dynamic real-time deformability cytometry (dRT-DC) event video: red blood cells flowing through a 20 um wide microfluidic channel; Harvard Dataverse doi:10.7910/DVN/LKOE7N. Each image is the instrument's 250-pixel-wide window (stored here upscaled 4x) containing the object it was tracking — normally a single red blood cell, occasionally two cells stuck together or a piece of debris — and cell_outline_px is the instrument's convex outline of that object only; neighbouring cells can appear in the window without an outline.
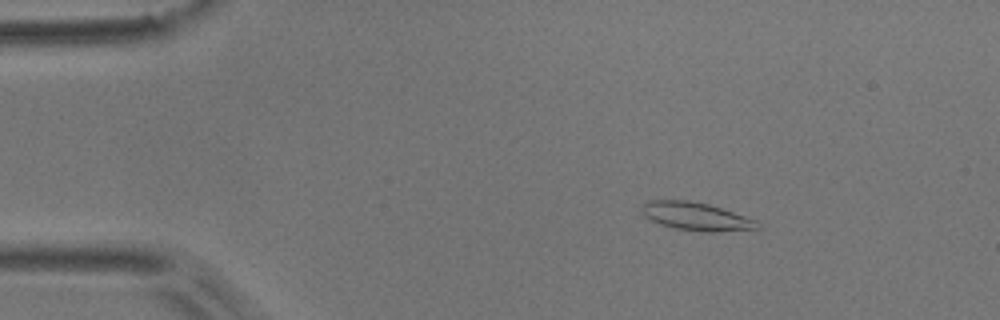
{"species": "common noctule bat (a hibernating species)", "species_latin": "Nyctalus noctula", "temperature_condition": "room temperature", "stored_images_in_passage": 7, "camera_frame_rate_fps": 3000, "um_per_image_px": 0.085, "animal": {"sex": "male", "body_mass_g": 17.9}, "frame": {"image": 1, "passage_image": 2, "time_ms": 0.333, "image_size_px": [1000, 320], "cell_outline_px": [[760, 228], [716, 232], [704, 232], [676, 228], [660, 224], [644, 216], [640, 208], [648, 200], [688, 200], [708, 204], [756, 220]], "centroid_in_image_um": [59.13, 18.39], "position_along_channel_um": 25.9, "area_um2": 18.67}}
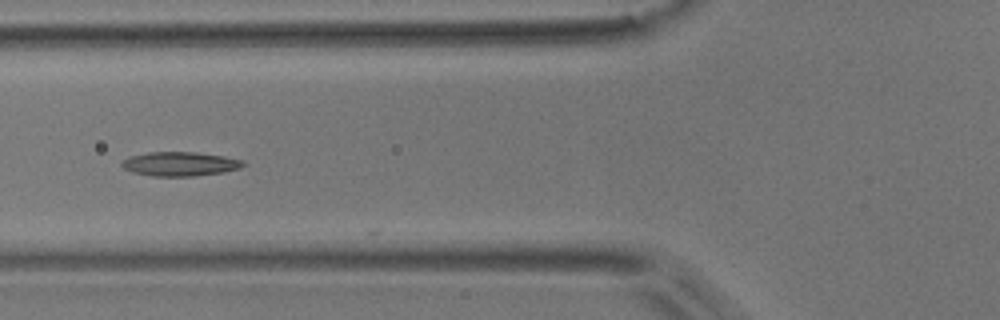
{"frame": {"image": 2, "passage_image": 5, "time_ms": 1.333, "image_size_px": [1000, 320], "cell_outline_px": [[248, 164], [240, 168], [224, 172], [192, 176], [152, 176], [132, 172], [124, 168], [120, 164], [128, 156], [148, 152], [196, 152], [224, 156], [244, 160]], "centroid_in_image_um": [15.32, 13.93], "position_along_channel_um": 110.5, "area_um2": 17.22}}
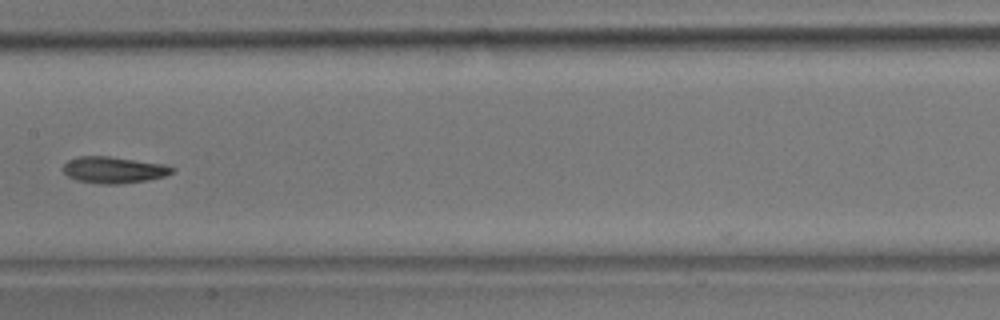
{"frame": {"image": 3, "passage_image": 7, "time_ms": 2.0, "image_size_px": [1000, 320], "cell_outline_px": [[176, 168], [172, 172], [164, 176], [148, 180], [116, 184], [104, 184], [76, 180], [68, 176], [64, 172], [64, 164], [68, 160], [80, 156], [108, 156], [164, 164]], "centroid_in_image_um": [9.67, 14.44], "position_along_channel_um": 197.7, "area_um2": 16.65}}